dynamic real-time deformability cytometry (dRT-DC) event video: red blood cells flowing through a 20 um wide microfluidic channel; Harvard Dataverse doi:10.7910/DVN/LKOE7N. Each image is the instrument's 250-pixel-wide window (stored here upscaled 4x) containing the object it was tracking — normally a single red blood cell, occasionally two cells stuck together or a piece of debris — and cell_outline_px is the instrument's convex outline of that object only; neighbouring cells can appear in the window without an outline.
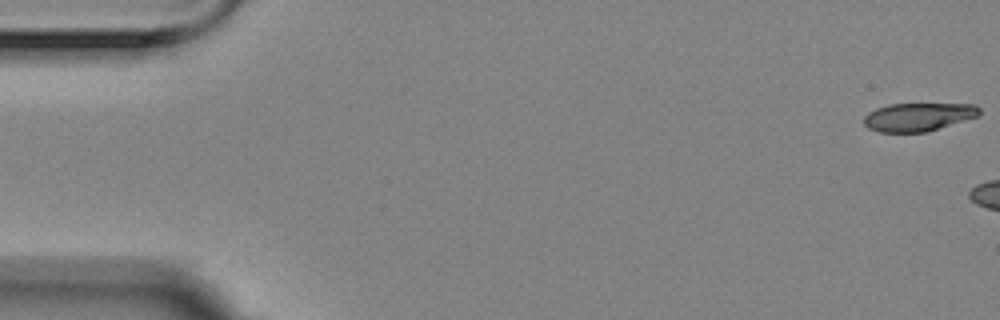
{"species": "Egyptian fruit bat (a non-hibernating species)", "species_latin": "Rousettus aegyptiacus", "temperature_condition": "room temperature", "stored_images_in_passage": 3, "camera_frame_rate_fps": 3000, "um_per_image_px": 0.085, "animal": {"sex": "female"}, "frame": {"image": 1, "passage_image": 1, "time_ms": 0.0, "image_size_px": [1000, 320], "cell_outline_px": [[980, 112], [976, 116], [928, 132], [880, 132], [868, 128], [864, 124], [864, 116], [868, 112], [876, 108], [888, 104], [976, 104], [980, 108]], "centroid_in_image_um": [78.02, 9.93], "position_along_channel_um": 7.0, "area_um2": 18.96}}